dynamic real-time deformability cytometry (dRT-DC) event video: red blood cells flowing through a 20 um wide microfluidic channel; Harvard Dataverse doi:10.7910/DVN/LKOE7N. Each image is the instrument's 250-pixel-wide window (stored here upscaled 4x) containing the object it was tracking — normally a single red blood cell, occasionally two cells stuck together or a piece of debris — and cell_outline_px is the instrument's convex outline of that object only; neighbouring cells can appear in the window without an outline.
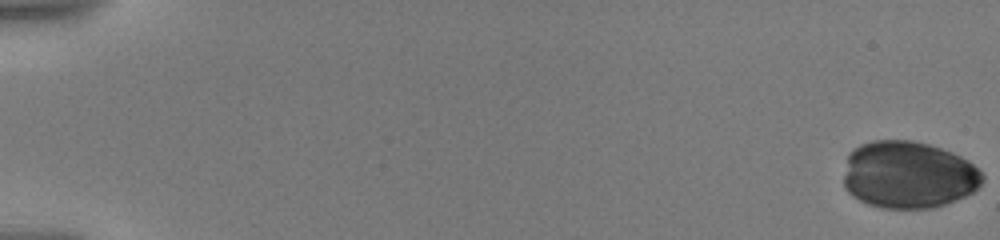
{"species": "human", "species_latin": "Homo sapiens", "temperature_condition": "warm", "stored_images_in_passage": 10, "camera_frame_rate_fps": 3000, "um_per_image_px": 0.085, "donor": {"sex": "male"}, "frame": {"image": 1, "passage_image": 1, "time_ms": 0.0, "image_size_px": [1000, 240], "cell_outline_px": [[984, 180], [972, 192], [956, 200], [932, 208], [880, 208], [868, 204], [852, 196], [844, 188], [844, 176], [848, 156], [860, 144], [872, 140], [912, 140], [928, 144], [952, 152], [968, 160], [984, 176]], "centroid_in_image_um": [77.2, 14.86], "position_along_channel_um": 7.8, "area_um2": 54.27}}